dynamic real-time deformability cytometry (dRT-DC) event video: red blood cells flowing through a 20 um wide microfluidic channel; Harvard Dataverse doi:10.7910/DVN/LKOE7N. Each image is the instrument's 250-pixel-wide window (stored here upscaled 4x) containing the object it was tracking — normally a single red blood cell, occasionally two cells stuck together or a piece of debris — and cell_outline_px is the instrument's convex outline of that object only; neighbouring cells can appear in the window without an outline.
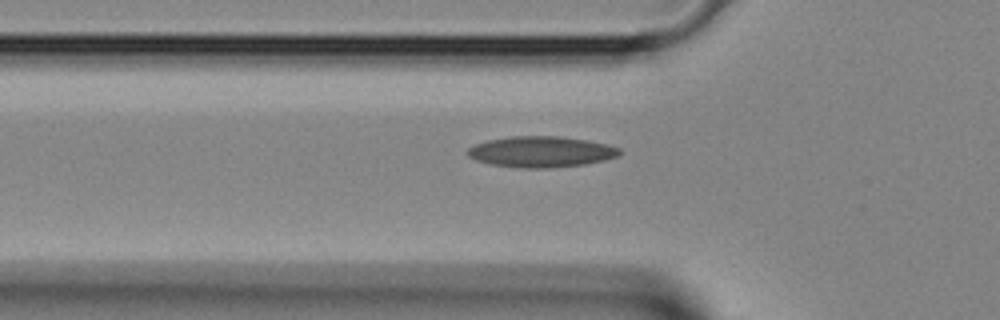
{"species": "Egyptian fruit bat (a non-hibernating species)", "species_latin": "Rousettus aegyptiacus", "temperature_condition": "room temperature", "stored_images_in_passage": 28, "camera_frame_rate_fps": 3000, "um_per_image_px": 0.085, "animal": {"sex": "female"}, "frame": {"image": 1, "passage_image": 5, "time_ms": 1.333, "image_size_px": [1000, 320], "cell_outline_px": [[624, 152], [620, 156], [604, 160], [584, 164], [552, 168], [516, 168], [488, 164], [476, 160], [468, 156], [468, 148], [476, 144], [488, 140], [512, 136], [560, 136], [588, 140], [608, 144], [620, 148]], "centroid_in_image_um": [46.04, 12.91], "position_along_channel_um": 79.8, "area_um2": 27.69}}
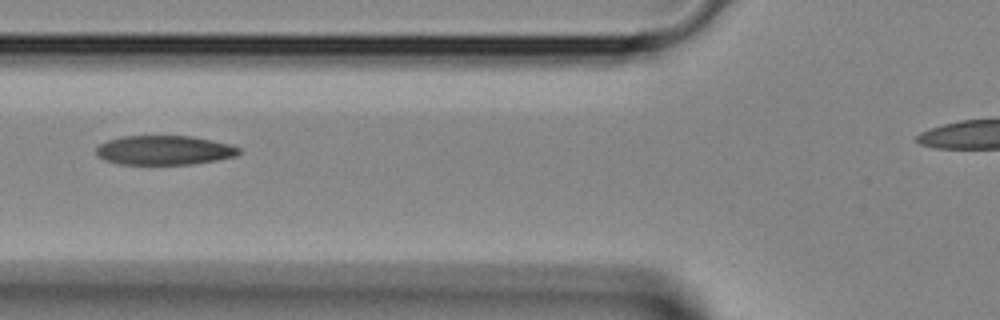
{"frame": {"image": 2, "passage_image": 7, "time_ms": 2.0, "image_size_px": [1000, 320], "cell_outline_px": [[240, 152], [236, 156], [216, 160], [192, 164], [116, 164], [104, 160], [96, 156], [96, 148], [100, 144], [108, 140], [124, 136], [192, 136], [232, 144], [240, 148]], "centroid_in_image_um": [13.95, 12.77], "position_along_channel_um": 111.8, "area_um2": 24.51}}
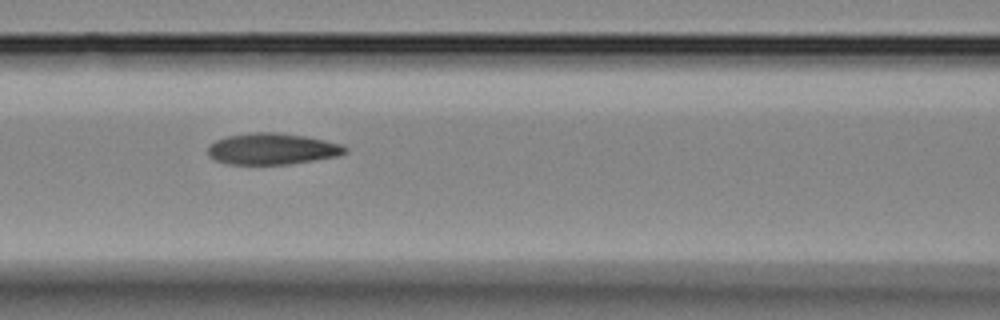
{"frame": {"image": 3, "passage_image": 9, "time_ms": 2.667, "image_size_px": [1000, 320], "cell_outline_px": [[348, 152], [340, 156], [288, 164], [228, 164], [216, 160], [208, 156], [208, 144], [216, 140], [228, 136], [256, 132], [272, 132], [304, 136], [324, 140], [340, 144], [348, 148]], "centroid_in_image_um": [23.14, 12.66], "position_along_channel_um": 143.5, "area_um2": 24.97}}